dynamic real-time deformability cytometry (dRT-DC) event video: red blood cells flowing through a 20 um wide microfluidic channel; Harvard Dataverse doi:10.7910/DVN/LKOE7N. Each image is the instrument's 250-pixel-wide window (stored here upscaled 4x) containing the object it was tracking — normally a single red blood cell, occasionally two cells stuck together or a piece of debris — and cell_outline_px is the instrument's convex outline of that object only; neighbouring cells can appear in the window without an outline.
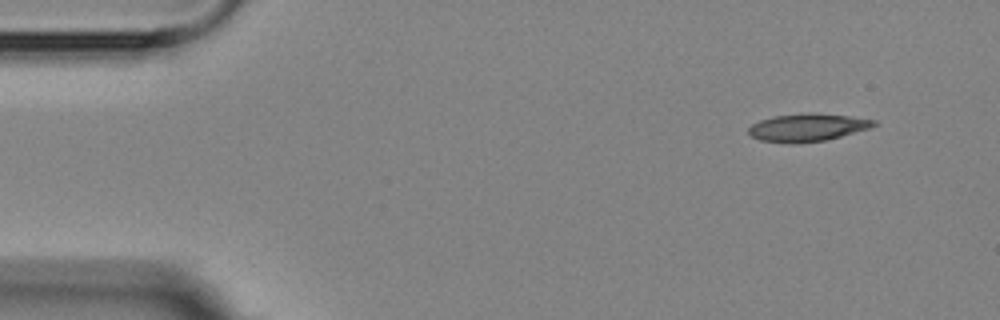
{"species": "Egyptian fruit bat (a non-hibernating species)", "species_latin": "Rousettus aegyptiacus", "temperature_condition": "room temperature", "stored_images_in_passage": 4, "camera_frame_rate_fps": 3000, "um_per_image_px": 0.085, "animal": {"sex": "female"}, "frame": {"image": 1, "passage_image": 1, "time_ms": 0.0, "image_size_px": [1000, 320], "cell_outline_px": [[880, 124], [872, 128], [824, 140], [796, 144], [788, 144], [760, 140], [752, 136], [748, 132], [748, 128], [752, 124], [760, 120], [772, 116], [848, 116], [876, 120]], "centroid_in_image_um": [68.63, 10.89], "position_along_channel_um": 16.4, "area_um2": 19.36}}
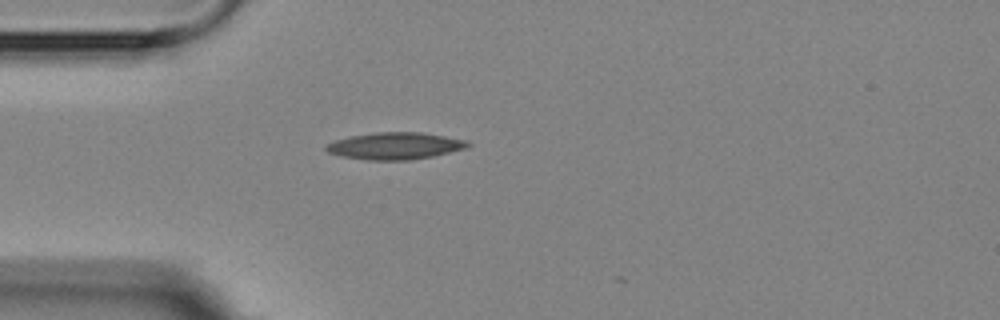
{"frame": {"image": 2, "passage_image": 4, "time_ms": 3.333, "image_size_px": [1000, 320], "cell_outline_px": [[472, 144], [468, 148], [432, 156], [408, 160], [368, 160], [340, 156], [328, 152], [324, 148], [324, 144], [336, 140], [352, 136], [376, 132], [420, 132], [468, 140]], "centroid_in_image_um": [33.59, 12.4], "position_along_channel_um": 51.4, "area_um2": 22.31}}